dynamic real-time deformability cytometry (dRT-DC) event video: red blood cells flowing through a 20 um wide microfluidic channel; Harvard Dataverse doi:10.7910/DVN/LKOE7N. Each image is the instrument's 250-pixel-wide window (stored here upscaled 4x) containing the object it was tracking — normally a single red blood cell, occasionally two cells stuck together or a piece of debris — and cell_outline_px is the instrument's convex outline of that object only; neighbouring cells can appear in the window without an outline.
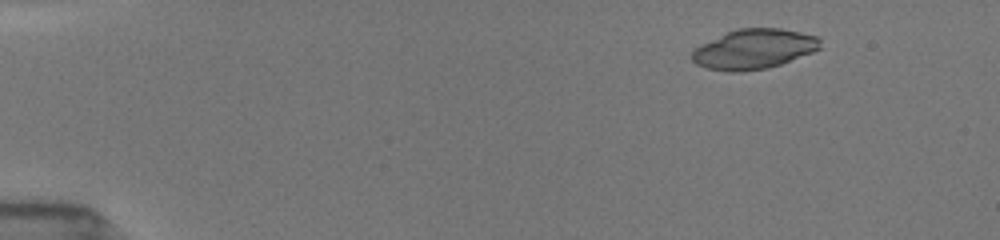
{"species": "common noctule bat (a hibernating species)", "species_latin": "Nyctalus noctula", "temperature_condition": "room temperature", "stored_images_in_passage": 47, "camera_frame_rate_fps": 3000, "um_per_image_px": 0.085, "animal": {"sex": "female", "body_mass_g": 19.5, "forearm_length_mm": 54.1}, "frame": {"image": 1, "passage_image": 1, "time_ms": 0.0, "image_size_px": [1000, 240], "cell_outline_px": [[820, 48], [812, 52], [780, 64], [768, 68], [740, 72], [728, 72], [708, 68], [696, 64], [692, 60], [692, 52], [700, 44], [736, 28], [780, 28], [800, 32], [816, 36], [820, 40]], "centroid_in_image_um": [64.06, 4.17], "position_along_channel_um": 20.9, "area_um2": 29.65}}